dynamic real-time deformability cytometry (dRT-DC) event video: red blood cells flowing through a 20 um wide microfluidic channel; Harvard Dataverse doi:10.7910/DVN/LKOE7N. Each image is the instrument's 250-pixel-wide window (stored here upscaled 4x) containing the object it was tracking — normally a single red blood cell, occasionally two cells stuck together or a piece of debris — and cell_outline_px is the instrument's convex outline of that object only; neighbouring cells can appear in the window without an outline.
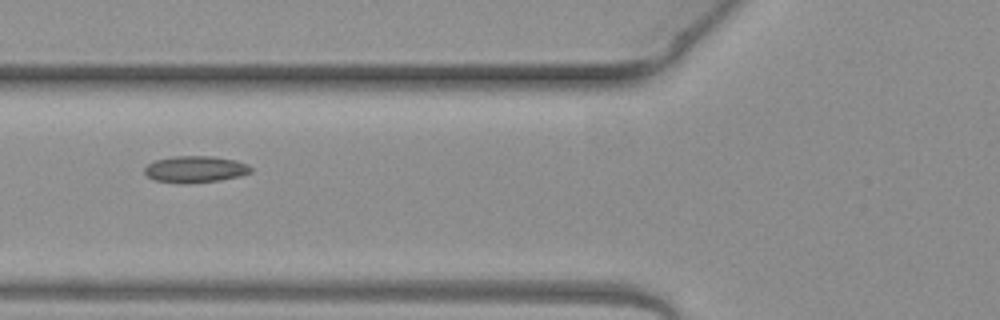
{"species": "common noctule bat (a hibernating species)", "species_latin": "Nyctalus noctula", "temperature_condition": "warm", "stored_images_in_passage": 5, "camera_frame_rate_fps": 3000, "um_per_image_px": 0.085, "animal": {"sex": "female", "body_mass_g": 19.3, "forearm_length_mm": 54.1}, "frame": {"image": 1, "passage_image": 5, "time_ms": 1.333, "image_size_px": [1000, 320], "cell_outline_px": [[252, 172], [240, 176], [220, 180], [156, 180], [148, 176], [144, 172], [144, 168], [148, 164], [156, 160], [172, 156], [212, 156], [236, 160], [248, 164], [252, 168]], "centroid_in_image_um": [16.67, 14.32], "position_along_channel_um": 109.1, "area_um2": 15.61}}